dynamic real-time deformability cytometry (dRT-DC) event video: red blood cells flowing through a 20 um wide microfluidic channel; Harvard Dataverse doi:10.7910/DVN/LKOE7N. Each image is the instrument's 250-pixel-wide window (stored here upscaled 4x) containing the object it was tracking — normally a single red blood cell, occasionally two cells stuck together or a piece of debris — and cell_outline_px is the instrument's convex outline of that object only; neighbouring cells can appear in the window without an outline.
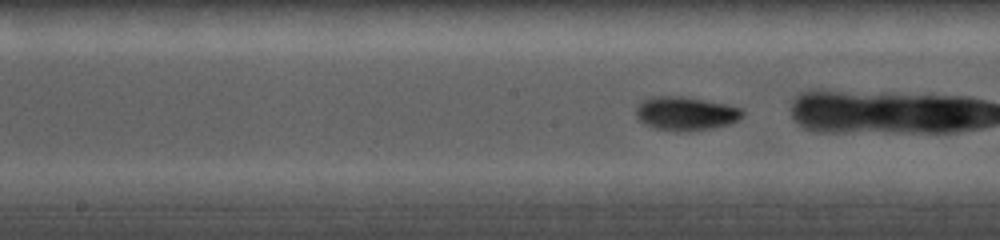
{"species": "common noctule bat (a hibernating species)", "species_latin": "Nyctalus noctula", "temperature_condition": "cold", "stored_images_in_passage": 45, "camera_frame_rate_fps": 5000, "um_per_image_px": 0.085, "animal": {"sex": "female", "body_mass_g": 19.0, "forearm_length_mm": 56.7}, "frame": {"image": 1, "passage_image": 11, "time_ms": 2.8, "image_size_px": [1000, 240], "cell_outline_px": [[744, 116], [728, 124], [712, 128], [656, 128], [644, 124], [636, 116], [636, 108], [640, 100], [652, 96], [684, 96], [744, 108]], "centroid_in_image_um": [58.28, 9.58], "position_along_channel_um": 189.9, "area_um2": 20.17}}
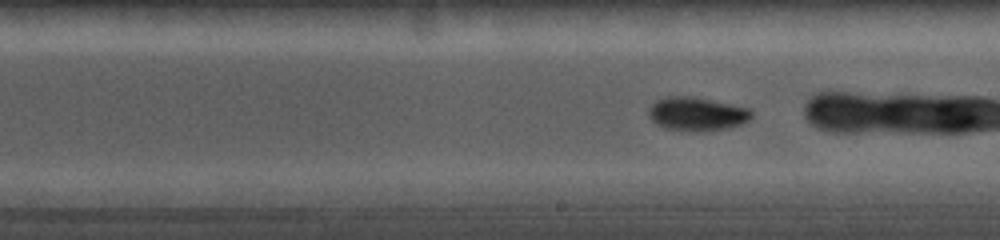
{"frame": {"image": 2, "passage_image": 18, "time_ms": 3.8, "image_size_px": [1000, 240], "cell_outline_px": [[752, 116], [748, 120], [740, 124], [728, 128], [704, 132], [696, 132], [664, 128], [656, 124], [648, 116], [648, 108], [656, 100], [664, 96], [696, 96], [748, 108], [752, 112]], "centroid_in_image_um": [59.19, 9.68], "position_along_channel_um": 229.8, "area_um2": 20.46}}
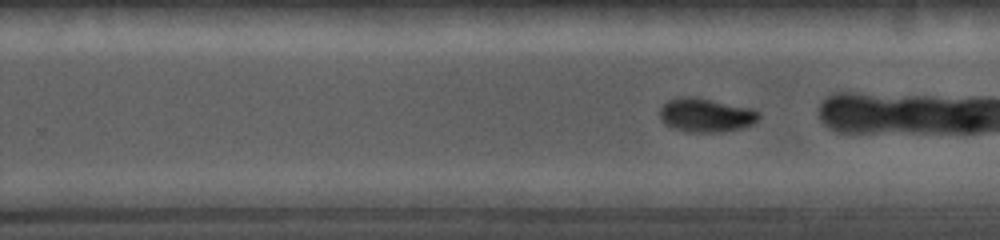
{"frame": {"image": 3, "passage_image": 25, "time_ms": 4.8, "image_size_px": [1000, 240], "cell_outline_px": [[760, 116], [752, 124], [740, 128], [720, 132], [692, 132], [672, 128], [664, 124], [660, 120], [660, 108], [668, 100], [680, 96], [692, 96], [752, 108], [760, 112]], "centroid_in_image_um": [59.97, 9.78], "position_along_channel_um": 269.8, "area_um2": 19.54}}